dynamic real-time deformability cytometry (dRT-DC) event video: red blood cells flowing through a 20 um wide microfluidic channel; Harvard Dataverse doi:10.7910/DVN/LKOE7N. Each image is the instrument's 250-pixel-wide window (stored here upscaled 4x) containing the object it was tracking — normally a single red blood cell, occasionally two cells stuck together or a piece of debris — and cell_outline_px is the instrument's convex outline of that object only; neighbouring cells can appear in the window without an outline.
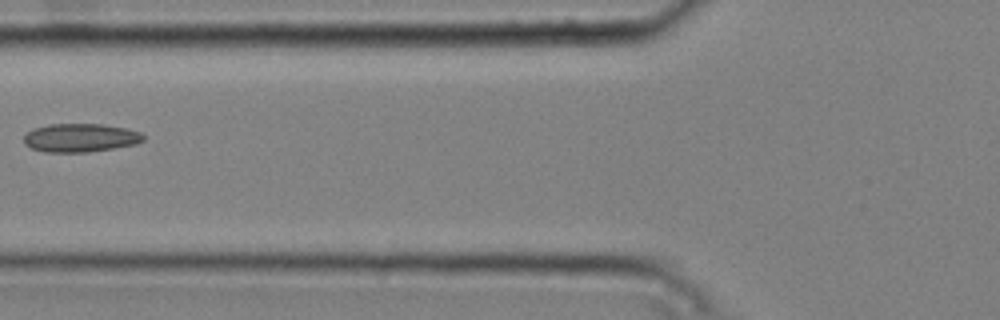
{"species": "common noctule bat (a hibernating species)", "species_latin": "Nyctalus noctula", "temperature_condition": "cold", "stored_images_in_passage": 5, "camera_frame_rate_fps": 3000, "um_per_image_px": 0.085, "animal": {"sex": "male", "body_mass_g": 20.4}, "frame": {"image": 1, "passage_image": 4, "time_ms": 1.0, "image_size_px": [1000, 320], "cell_outline_px": [[144, 140], [136, 144], [88, 152], [44, 152], [32, 148], [24, 144], [24, 136], [32, 128], [48, 124], [104, 124], [128, 128], [140, 132], [144, 136]], "centroid_in_image_um": [6.83, 11.7], "position_along_channel_um": 119.0, "area_um2": 19.94}}
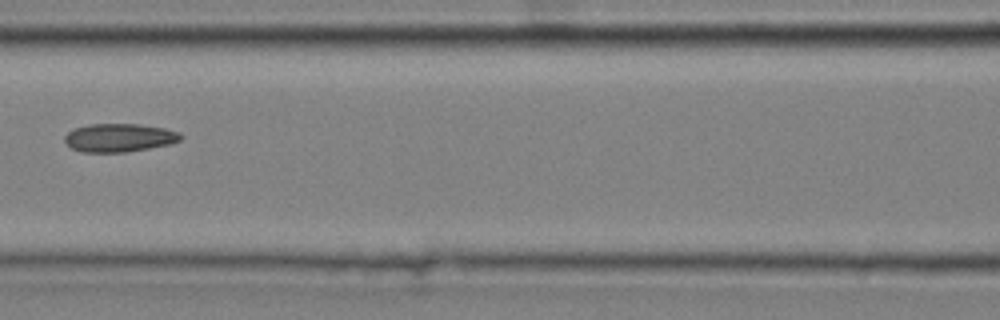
{"frame": {"image": 2, "passage_image": 5, "time_ms": 1.333, "image_size_px": [1000, 320], "cell_outline_px": [[184, 136], [180, 140], [172, 144], [124, 152], [80, 152], [72, 148], [64, 140], [64, 136], [68, 132], [76, 128], [92, 124], [140, 124], [164, 128], [180, 132]], "centroid_in_image_um": [10.17, 11.7], "position_along_channel_um": 156.4, "area_um2": 19.13}}